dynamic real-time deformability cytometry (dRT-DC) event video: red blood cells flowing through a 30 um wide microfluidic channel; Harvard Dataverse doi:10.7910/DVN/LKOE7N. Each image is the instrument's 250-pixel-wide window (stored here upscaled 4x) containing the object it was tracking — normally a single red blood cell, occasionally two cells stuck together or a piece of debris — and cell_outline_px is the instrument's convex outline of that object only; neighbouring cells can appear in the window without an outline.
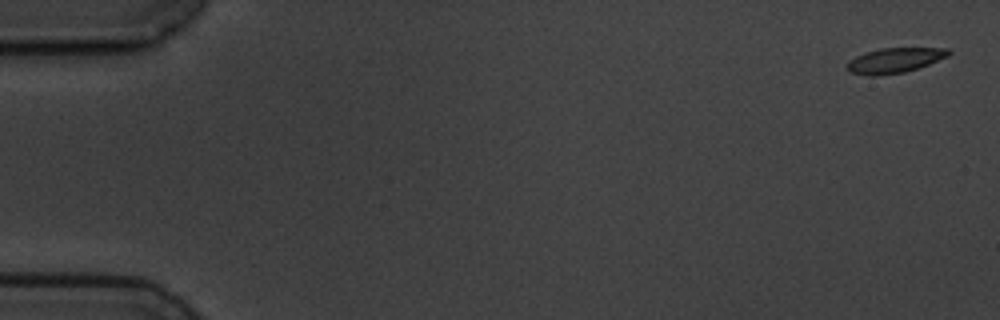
{"species": "common noctule bat (a hibernating species)", "species_latin": "Nyctalus noctula", "temperature_condition": "cold", "stored_images_in_passage": 4, "camera_frame_rate_fps": 3000, "um_per_image_px": 0.085, "animal": {"sex": "male", "body_mass_g": 19.5, "forearm_length_mm": 54.6}, "frame": {"image": 1, "passage_image": 1, "time_ms": 0.0, "image_size_px": [1000, 320], "cell_outline_px": [[952, 52], [948, 56], [928, 64], [904, 72], [876, 76], [868, 76], [852, 72], [844, 68], [844, 64], [848, 60], [864, 52], [880, 48], [948, 48]], "centroid_in_image_um": [75.98, 5.13], "position_along_channel_um": 9.0, "area_um2": 14.91}}